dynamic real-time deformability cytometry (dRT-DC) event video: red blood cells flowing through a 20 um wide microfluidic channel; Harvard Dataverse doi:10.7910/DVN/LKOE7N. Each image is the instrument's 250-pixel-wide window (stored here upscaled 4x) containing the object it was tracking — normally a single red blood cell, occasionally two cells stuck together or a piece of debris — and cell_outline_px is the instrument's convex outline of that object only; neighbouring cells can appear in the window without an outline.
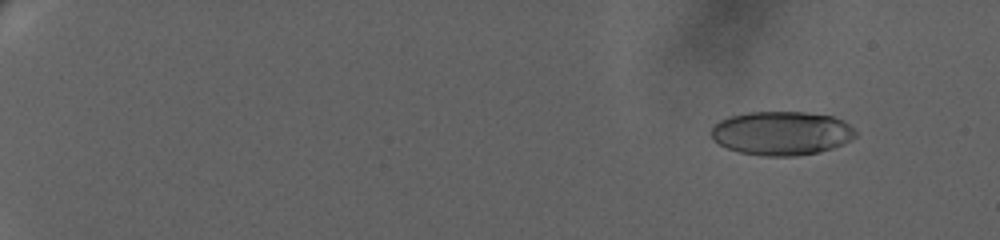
{"species": "human", "species_latin": "Homo sapiens", "temperature_condition": "warm", "stored_images_in_passage": 35, "camera_frame_rate_fps": 3000, "um_per_image_px": 0.085, "donor": {"sex": "female"}, "frame": {"image": 1, "passage_image": 3, "time_ms": 1.667, "image_size_px": [1000, 240], "cell_outline_px": [[856, 136], [844, 144], [832, 148], [816, 152], [796, 156], [760, 156], [740, 152], [728, 148], [712, 140], [712, 128], [720, 120], [728, 116], [748, 112], [808, 112], [832, 116], [844, 120], [856, 132]], "centroid_in_image_um": [66.44, 11.32], "position_along_channel_um": 18.6, "area_um2": 36.93}}
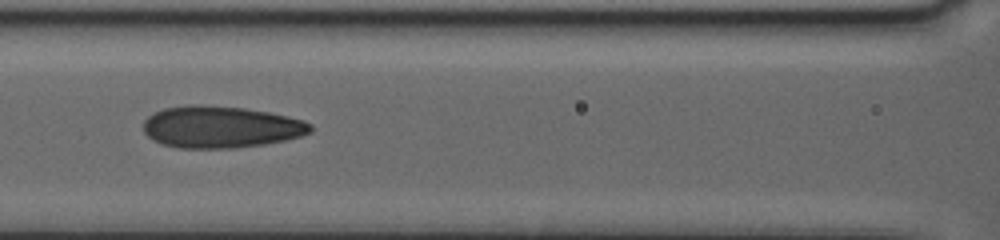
{"frame": {"image": 2, "passage_image": 22, "time_ms": 11.333, "image_size_px": [1000, 240], "cell_outline_px": [[312, 132], [300, 136], [284, 140], [264, 144], [236, 148], [180, 148], [164, 144], [148, 136], [144, 132], [144, 120], [148, 116], [164, 108], [184, 104], [200, 104], [244, 108], [268, 112], [288, 116], [304, 120], [312, 124]], "centroid_in_image_um": [18.78, 10.78], "position_along_channel_um": 147.8, "area_um2": 40.81}}
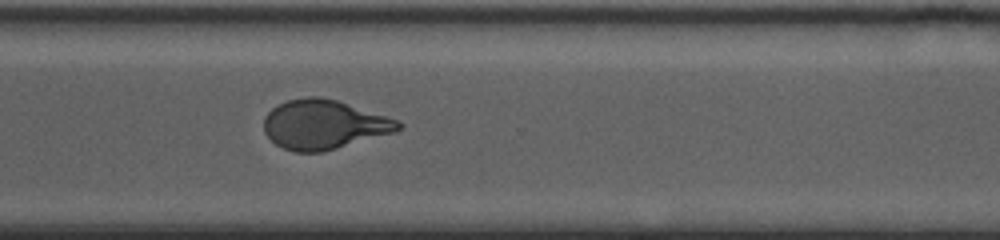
{"frame": {"image": 3, "passage_image": 35, "time_ms": 17.333, "image_size_px": [1000, 240], "cell_outline_px": [[404, 124], [396, 132], [320, 152], [296, 152], [284, 148], [276, 144], [264, 132], [264, 116], [276, 104], [288, 100], [308, 96], [320, 96], [336, 100], [388, 116], [400, 120]], "centroid_in_image_um": [27.54, 10.57], "position_along_channel_um": 343.1, "area_um2": 38.61}}